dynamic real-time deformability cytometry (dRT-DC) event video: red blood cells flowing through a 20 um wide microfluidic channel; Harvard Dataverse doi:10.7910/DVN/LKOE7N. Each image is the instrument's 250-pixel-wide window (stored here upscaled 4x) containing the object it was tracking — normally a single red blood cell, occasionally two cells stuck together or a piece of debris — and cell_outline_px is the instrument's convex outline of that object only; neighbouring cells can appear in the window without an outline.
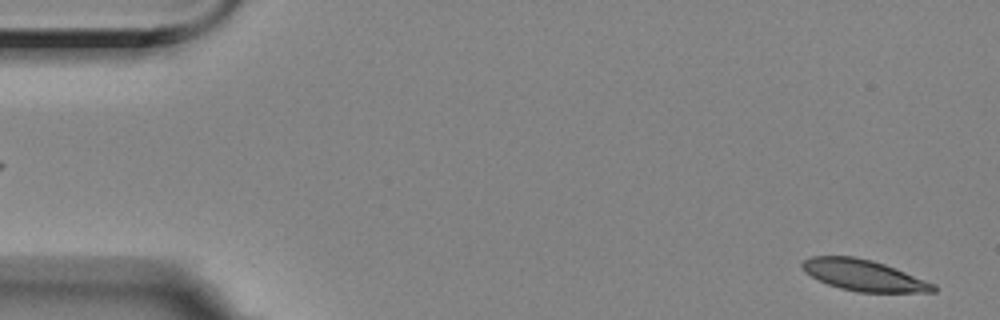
{"species": "Egyptian fruit bat (a non-hibernating species)", "species_latin": "Rousettus aegyptiacus", "temperature_condition": "room temperature", "stored_images_in_passage": 17, "camera_frame_rate_fps": 3000, "um_per_image_px": 0.085, "animal": {"sex": "female"}, "frame": {"image": 1, "passage_image": 2, "time_ms": 0.333, "image_size_px": [1000, 320], "cell_outline_px": [[936, 292], [856, 292], [840, 288], [828, 284], [804, 272], [800, 264], [804, 260], [812, 256], [852, 256], [872, 260], [884, 264], [936, 284]], "centroid_in_image_um": [73.41, 23.4], "position_along_channel_um": 11.6, "area_um2": 23.64}}